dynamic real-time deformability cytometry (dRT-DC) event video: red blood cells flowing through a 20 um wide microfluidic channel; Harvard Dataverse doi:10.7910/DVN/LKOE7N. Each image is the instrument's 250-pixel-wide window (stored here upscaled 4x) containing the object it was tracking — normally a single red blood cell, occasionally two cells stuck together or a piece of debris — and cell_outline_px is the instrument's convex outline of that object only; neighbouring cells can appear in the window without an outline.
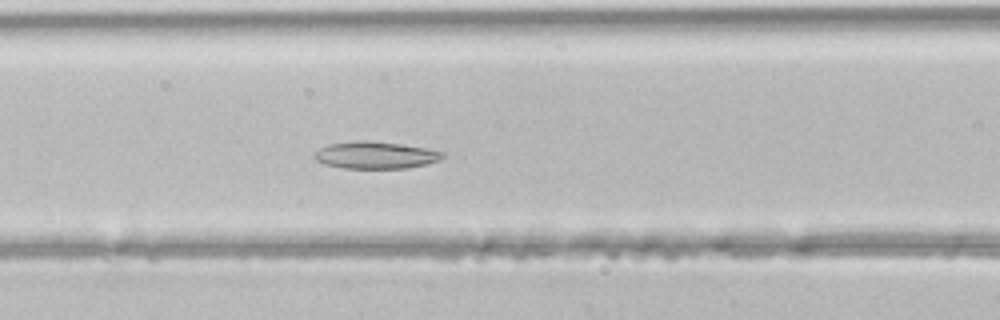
{"species": "common noctule bat (a hibernating species)", "species_latin": "Nyctalus noctula", "temperature_condition": "room temperature", "stored_images_in_passage": 38, "segment_of_instrument_passage": [1, 2], "camera_frame_rate_fps": 3000, "um_per_image_px": 0.085, "animal": {"sex": "male", "body_mass_g": 21.5, "forearm_length_mm": 52.0}, "frame": {"image": 1, "passage_image": 10, "time_ms": 3.0, "image_size_px": [1000, 320], "cell_outline_px": [[444, 156], [440, 160], [408, 168], [344, 168], [324, 164], [316, 160], [312, 156], [320, 148], [328, 144], [360, 140], [364, 140], [400, 144], [424, 148], [444, 152]], "centroid_in_image_um": [31.89, 13.19], "position_along_channel_um": 134.7, "area_um2": 20.06}}
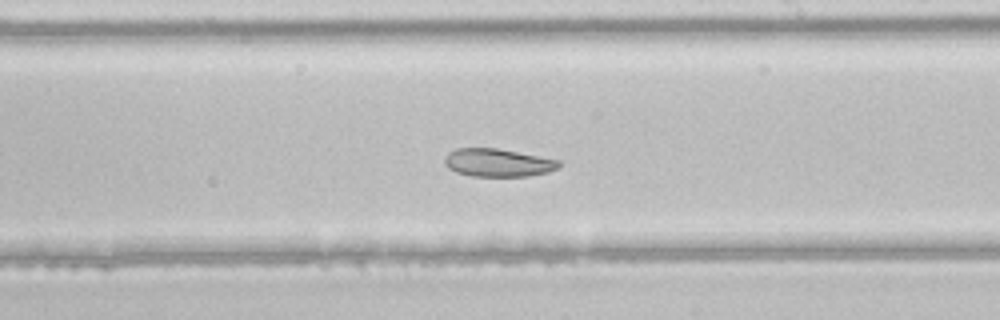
{"frame": {"image": 2, "passage_image": 18, "time_ms": 5.667, "image_size_px": [1000, 320], "cell_outline_px": [[560, 168], [548, 172], [528, 176], [472, 176], [456, 172], [448, 168], [444, 164], [444, 156], [448, 152], [456, 148], [496, 148], [560, 160]], "centroid_in_image_um": [42.3, 13.83], "position_along_channel_um": 246.7, "area_um2": 18.73}}
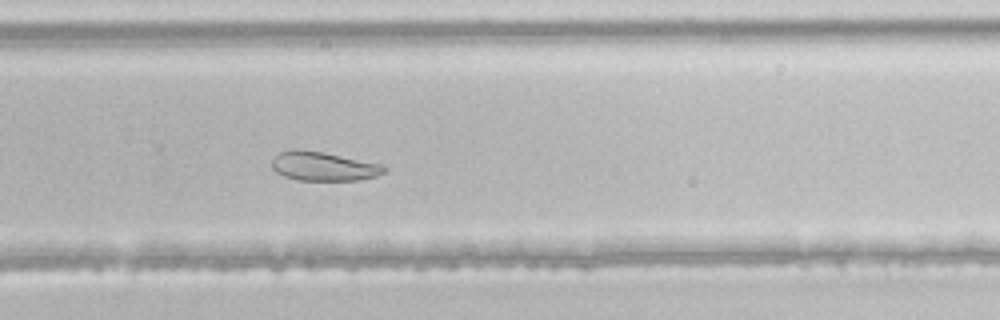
{"frame": {"image": 3, "passage_image": 22, "time_ms": 7.0, "image_size_px": [1000, 320], "cell_outline_px": [[388, 168], [384, 172], [376, 176], [360, 180], [300, 180], [284, 176], [276, 172], [272, 168], [272, 160], [280, 152], [288, 148], [300, 148], [384, 164]], "centroid_in_image_um": [27.5, 14.12], "position_along_channel_um": 302.3, "area_um2": 19.13}}